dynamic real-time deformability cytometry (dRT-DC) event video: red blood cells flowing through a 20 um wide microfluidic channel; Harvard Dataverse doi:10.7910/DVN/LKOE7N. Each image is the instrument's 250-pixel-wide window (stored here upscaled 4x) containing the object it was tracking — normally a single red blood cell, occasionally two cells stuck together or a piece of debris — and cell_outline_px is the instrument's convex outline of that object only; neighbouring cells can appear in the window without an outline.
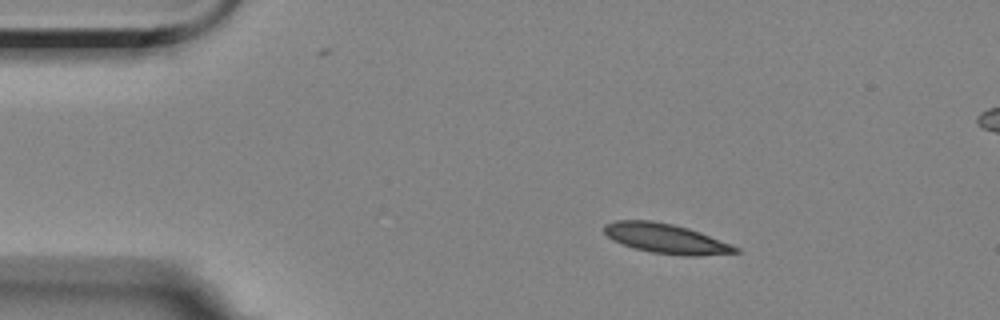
{"species": "Egyptian fruit bat (a non-hibernating species)", "species_latin": "Rousettus aegyptiacus", "temperature_condition": "room temperature", "stored_images_in_passage": 11, "camera_frame_rate_fps": 3000, "um_per_image_px": 0.085, "animal": {"sex": "female"}, "frame": {"image": 1, "passage_image": 1, "time_ms": 0.0, "image_size_px": [1000, 320], "cell_outline_px": [[740, 252], [700, 256], [684, 256], [652, 252], [632, 248], [612, 240], [604, 232], [604, 224], [616, 220], [652, 220], [672, 224], [688, 228], [700, 232], [732, 244], [740, 248]], "centroid_in_image_um": [56.61, 20.28], "position_along_channel_um": 28.4, "area_um2": 22.89}}